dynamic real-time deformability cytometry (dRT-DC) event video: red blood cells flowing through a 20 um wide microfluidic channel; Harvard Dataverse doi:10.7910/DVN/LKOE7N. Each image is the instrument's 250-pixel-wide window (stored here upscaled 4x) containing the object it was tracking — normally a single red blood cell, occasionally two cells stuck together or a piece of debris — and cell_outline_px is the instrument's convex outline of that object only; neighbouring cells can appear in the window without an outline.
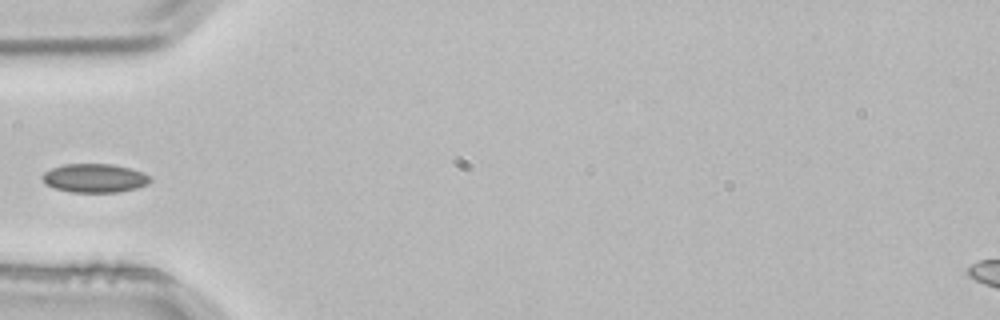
{"species": "common noctule bat (a hibernating species)", "species_latin": "Nyctalus noctula", "temperature_condition": "room temperature", "stored_images_in_passage": 3, "camera_frame_rate_fps": 3000, "um_per_image_px": 0.085, "animal": {"sex": "male", "body_mass_g": 21.5, "forearm_length_mm": 52.0}, "frame": {"image": 1, "passage_image": 3, "time_ms": 0.667, "image_size_px": [1000, 320], "cell_outline_px": [[152, 180], [148, 184], [136, 188], [116, 192], [72, 192], [52, 188], [44, 184], [40, 176], [44, 172], [52, 168], [64, 164], [112, 164], [144, 172], [152, 176]], "centroid_in_image_um": [8.03, 15.14], "position_along_channel_um": 77.0, "area_um2": 18.26}}